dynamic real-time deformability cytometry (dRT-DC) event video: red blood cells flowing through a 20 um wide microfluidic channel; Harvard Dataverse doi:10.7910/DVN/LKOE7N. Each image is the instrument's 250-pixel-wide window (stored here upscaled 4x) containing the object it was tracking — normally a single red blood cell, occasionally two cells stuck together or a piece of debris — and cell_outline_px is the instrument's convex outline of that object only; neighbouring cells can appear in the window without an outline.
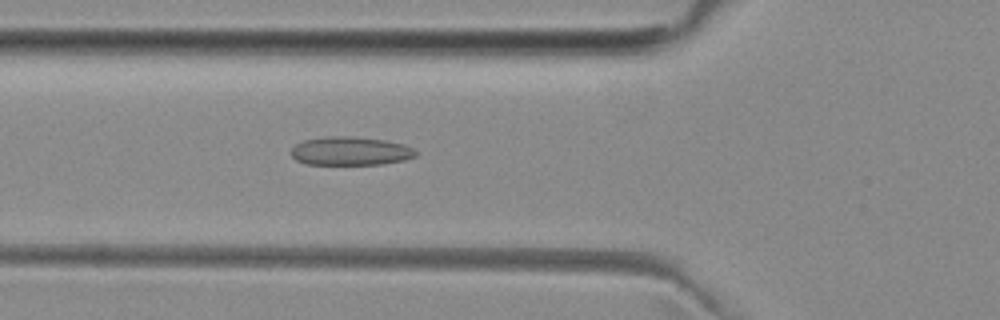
{"species": "common noctule bat (a hibernating species)", "species_latin": "Nyctalus noctula", "temperature_condition": "room temperature", "stored_images_in_passage": 43, "camera_frame_rate_fps": 3000, "um_per_image_px": 0.085, "animal": {"sex": "female", "body_mass_g": 29.2, "forearm_length_mm": 56.3}, "frame": {"image": 1, "passage_image": 13, "time_ms": 4.0, "image_size_px": [1000, 320], "cell_outline_px": [[416, 156], [404, 160], [384, 164], [304, 164], [296, 160], [292, 156], [292, 148], [296, 144], [304, 140], [324, 136], [348, 136], [384, 140], [404, 144], [412, 148], [416, 152]], "centroid_in_image_um": [29.77, 12.84], "position_along_channel_um": 96.0, "area_um2": 20.69}}
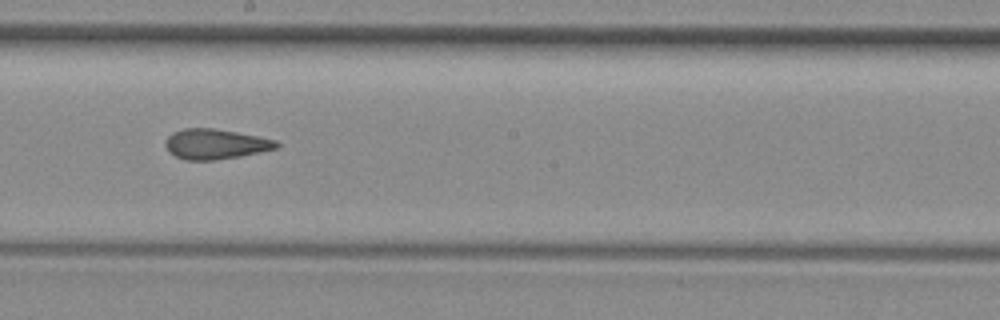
{"frame": {"image": 2, "passage_image": 23, "time_ms": 7.333, "image_size_px": [1000, 320], "cell_outline_px": [[280, 144], [276, 148], [240, 156], [216, 160], [184, 160], [168, 152], [164, 144], [168, 136], [172, 132], [184, 128], [212, 128], [236, 132], [276, 140]], "centroid_in_image_um": [18.26, 12.25], "position_along_channel_um": 229.9, "area_um2": 19.42}}
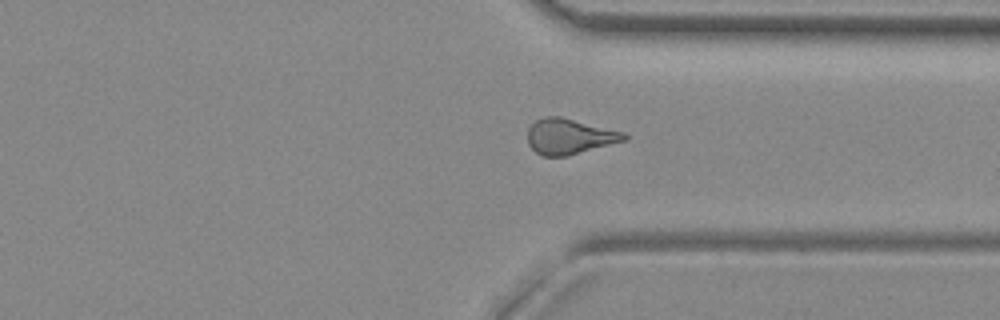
{"frame": {"image": 3, "passage_image": 33, "time_ms": 10.667, "image_size_px": [1000, 320], "cell_outline_px": [[628, 136], [624, 140], [568, 156], [540, 156], [528, 144], [528, 128], [536, 120], [544, 116], [560, 116], [624, 132]], "centroid_in_image_um": [48.36, 11.59], "position_along_channel_um": 363.0, "area_um2": 19.83}, "authors_computed_cell_mechanics": {"area_um2": 19.7098, "velocity_mm_per_s": 3.9986, "shape_relaxation_time_tau1_ms": null, "shape_relaxation_time_tau2_ms": 2.525, "deformation_change_tau1": null, "deformation_change_tau2": 0.1104}}